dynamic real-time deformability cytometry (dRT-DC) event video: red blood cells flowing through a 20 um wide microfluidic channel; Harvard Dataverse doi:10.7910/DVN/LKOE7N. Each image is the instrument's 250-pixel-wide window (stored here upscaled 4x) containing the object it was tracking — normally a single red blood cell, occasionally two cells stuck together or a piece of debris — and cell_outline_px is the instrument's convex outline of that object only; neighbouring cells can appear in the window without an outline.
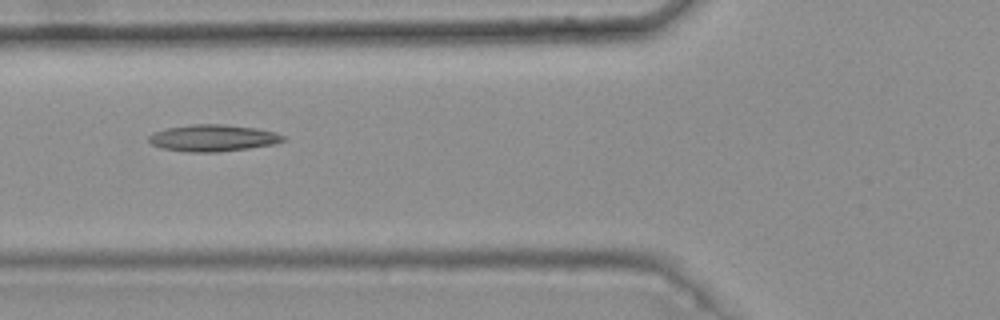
{"species": "common noctule bat (a hibernating species)", "species_latin": "Nyctalus noctula", "temperature_condition": "warm", "stored_images_in_passage": 7, "camera_frame_rate_fps": 3000, "um_per_image_px": 0.085, "animal": {"sex": "female", "body_mass_g": 25.1}, "frame": {"image": 1, "passage_image": 6, "time_ms": 1.667, "image_size_px": [1000, 320], "cell_outline_px": [[288, 140], [272, 144], [248, 148], [216, 152], [188, 152], [164, 148], [152, 144], [148, 140], [148, 136], [152, 132], [168, 128], [192, 124], [224, 124], [256, 128], [276, 132], [284, 136]], "centroid_in_image_um": [18.11, 11.72], "position_along_channel_um": 107.7, "area_um2": 20.87}}
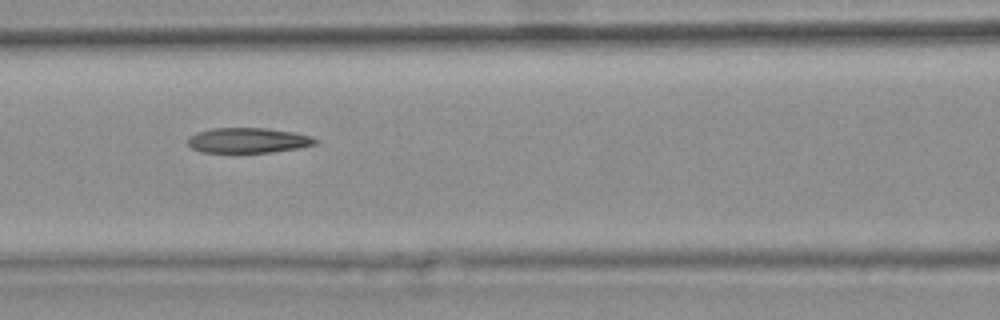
{"frame": {"image": 2, "passage_image": 7, "time_ms": 2.0, "image_size_px": [1000, 320], "cell_outline_px": [[320, 140], [316, 144], [300, 148], [272, 152], [200, 152], [192, 148], [188, 144], [188, 136], [196, 132], [212, 128], [268, 128], [292, 132], [312, 136]], "centroid_in_image_um": [21.1, 11.93], "position_along_channel_um": 145.5, "area_um2": 18.84}}